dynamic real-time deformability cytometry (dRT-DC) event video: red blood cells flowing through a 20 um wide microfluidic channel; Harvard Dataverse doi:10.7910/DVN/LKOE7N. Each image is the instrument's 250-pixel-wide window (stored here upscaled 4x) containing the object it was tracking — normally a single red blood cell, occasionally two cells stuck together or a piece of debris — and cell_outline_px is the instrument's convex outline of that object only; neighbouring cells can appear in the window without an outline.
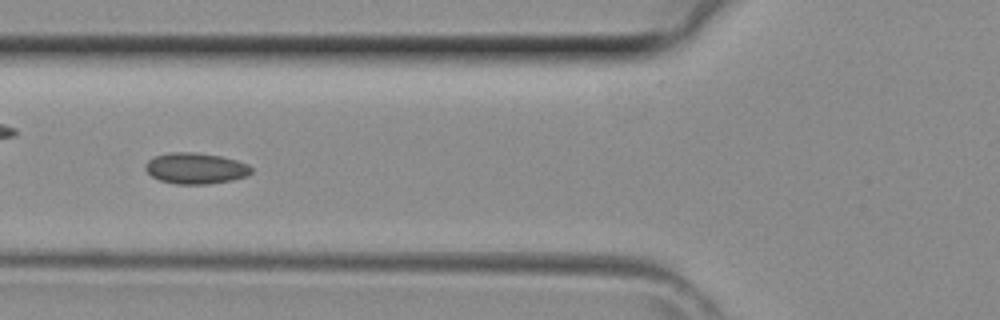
{"species": "common noctule bat (a hibernating species)", "species_latin": "Nyctalus noctula", "temperature_condition": "room temperature", "stored_images_in_passage": 39, "camera_frame_rate_fps": 3000, "um_per_image_px": 0.085, "animal": {"sex": "female", "body_mass_g": 29.2, "forearm_length_mm": 56.3}, "frame": {"image": 1, "passage_image": 12, "time_ms": 3.667, "image_size_px": [1000, 320], "cell_outline_px": [[252, 172], [248, 176], [232, 180], [208, 184], [176, 184], [160, 180], [152, 176], [144, 168], [144, 164], [148, 160], [156, 156], [172, 152], [192, 152], [220, 156], [236, 160], [248, 164], [252, 168]], "centroid_in_image_um": [16.64, 14.31], "position_along_channel_um": 109.2, "area_um2": 19.13}}
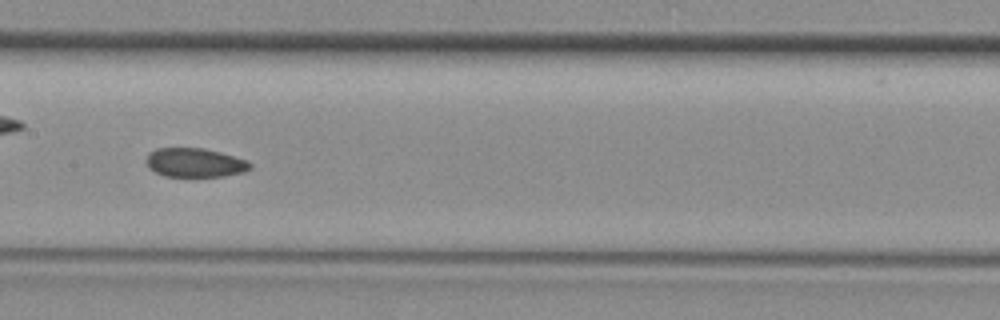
{"frame": {"image": 2, "passage_image": 17, "time_ms": 5.333, "image_size_px": [1000, 320], "cell_outline_px": [[252, 168], [244, 172], [224, 176], [164, 176], [156, 172], [148, 164], [148, 152], [156, 148], [204, 148], [220, 152], [248, 160], [252, 164]], "centroid_in_image_um": [16.62, 13.82], "position_along_channel_um": 190.8, "area_um2": 17.46}}